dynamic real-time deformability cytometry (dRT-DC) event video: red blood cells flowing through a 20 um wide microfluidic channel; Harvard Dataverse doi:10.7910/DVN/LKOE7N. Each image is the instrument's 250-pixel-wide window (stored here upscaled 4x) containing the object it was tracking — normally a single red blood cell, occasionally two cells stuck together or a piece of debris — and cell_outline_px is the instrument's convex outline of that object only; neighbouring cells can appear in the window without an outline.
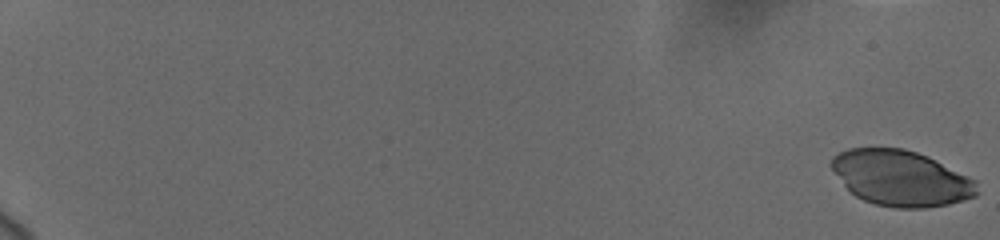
{"species": "human", "species_latin": "Homo sapiens", "temperature_condition": "cold", "stored_images_in_passage": 15, "camera_frame_rate_fps": 3000, "um_per_image_px": 0.085, "donor": {"sex": "female"}, "frame": {"image": 1, "passage_image": 1, "time_ms": 0.0, "image_size_px": [1000, 240], "cell_outline_px": [[980, 192], [976, 196], [964, 200], [948, 204], [924, 208], [896, 208], [876, 204], [864, 200], [856, 196], [844, 184], [828, 164], [832, 156], [848, 148], [904, 148], [928, 156], [976, 180]], "centroid_in_image_um": [76.6, 15.14], "position_along_channel_um": 8.4, "area_um2": 47.16}}
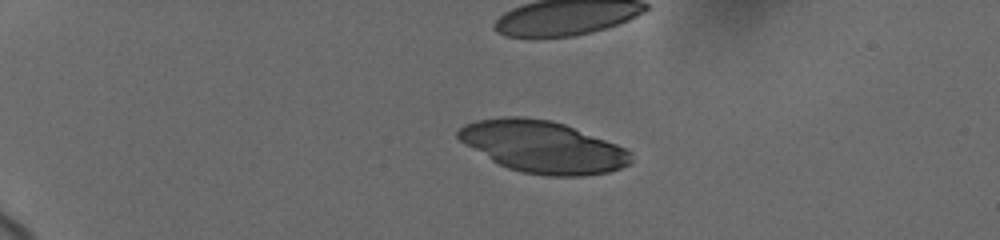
{"frame": {"image": 2, "passage_image": 9, "time_ms": 5.0, "image_size_px": [1000, 240], "cell_outline_px": [[632, 160], [628, 164], [620, 168], [608, 172], [584, 176], [548, 176], [524, 172], [508, 168], [492, 160], [464, 144], [456, 136], [456, 132], [464, 124], [476, 120], [500, 116], [524, 116], [552, 120], [564, 124], [616, 144], [632, 152]], "centroid_in_image_um": [46.11, 12.47], "position_along_channel_um": 38.9, "area_um2": 52.14}}